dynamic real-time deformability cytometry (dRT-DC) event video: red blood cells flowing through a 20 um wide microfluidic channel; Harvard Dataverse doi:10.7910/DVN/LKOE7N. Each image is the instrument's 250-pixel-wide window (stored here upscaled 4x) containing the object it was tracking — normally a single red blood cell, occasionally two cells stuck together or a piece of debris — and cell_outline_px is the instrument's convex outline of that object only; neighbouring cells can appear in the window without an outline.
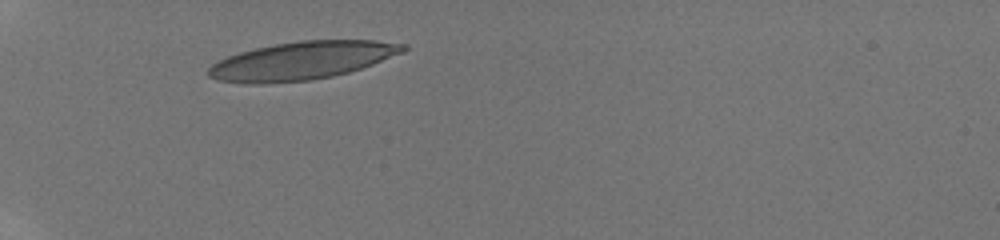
{"species": "human", "species_latin": "Homo sapiens", "temperature_condition": "room temperature", "stored_images_in_passage": 40, "camera_frame_rate_fps": 3000, "um_per_image_px": 0.085, "donor": {"sex": "male"}, "frame": {"image": 1, "passage_image": 1, "time_ms": 0.0, "image_size_px": [1000, 240], "cell_outline_px": [[408, 48], [404, 52], [372, 64], [348, 72], [332, 76], [312, 80], [260, 84], [244, 84], [216, 80], [208, 76], [208, 68], [212, 64], [228, 56], [240, 52], [256, 48], [276, 44], [300, 40], [376, 40], [408, 44]], "centroid_in_image_um": [25.66, 5.16], "position_along_channel_um": 59.3, "area_um2": 43.18}}
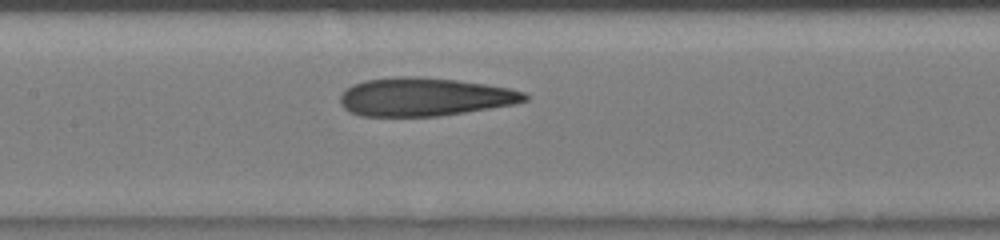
{"frame": {"image": 2, "passage_image": 14, "time_ms": 3.333, "image_size_px": [1000, 240], "cell_outline_px": [[528, 100], [516, 104], [440, 116], [360, 116], [344, 108], [340, 104], [340, 96], [352, 84], [364, 80], [396, 76], [420, 76], [456, 80], [484, 84], [508, 88], [524, 92], [528, 96]], "centroid_in_image_um": [36.08, 8.23], "position_along_channel_um": 171.3, "area_um2": 41.27}}
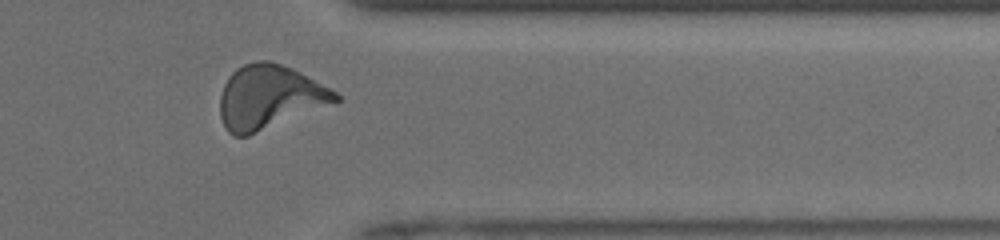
{"frame": {"image": 3, "passage_image": 33, "time_ms": 8.667, "image_size_px": [1000, 240], "cell_outline_px": [[340, 100], [248, 136], [232, 136], [224, 128], [220, 116], [220, 96], [224, 84], [228, 76], [236, 68], [244, 64], [260, 60], [272, 60], [292, 68], [300, 72], [336, 92], [340, 96]], "centroid_in_image_um": [22.84, 8.24], "position_along_channel_um": 388.6, "area_um2": 42.71}, "authors_computed_cell_mechanics": {"area_um2": 41.2403, "velocity_mm_per_s": 4.1098, "shape_relaxation_time_tau1_ms": 10.2091, "shape_relaxation_time_tau2_ms": 1.5078, "deformation_change_tau1": 0.3153, "deformation_change_tau2": 0.0979}}